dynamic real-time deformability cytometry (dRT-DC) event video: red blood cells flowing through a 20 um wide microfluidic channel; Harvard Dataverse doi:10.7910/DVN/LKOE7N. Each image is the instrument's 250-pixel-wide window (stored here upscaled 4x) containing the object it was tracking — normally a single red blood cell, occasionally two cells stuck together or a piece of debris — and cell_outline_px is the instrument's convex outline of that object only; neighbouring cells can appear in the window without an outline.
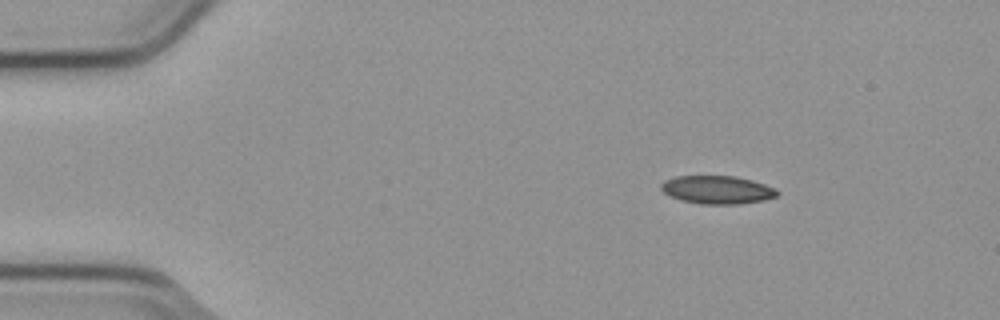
{"species": "common noctule bat (a hibernating species)", "species_latin": "Nyctalus noctula", "temperature_condition": "cold", "stored_images_in_passage": 5, "segment_of_instrument_passage": [1, 2], "camera_frame_rate_fps": 3000, "um_per_image_px": 0.085, "animal": {"sex": "male", "body_mass_g": 23.1, "forearm_length_mm": 52.7}, "frame": {"image": 1, "passage_image": 2, "time_ms": 0.333, "image_size_px": [1000, 320], "cell_outline_px": [[780, 192], [776, 196], [764, 200], [740, 204], [700, 204], [680, 200], [664, 192], [660, 188], [660, 184], [664, 180], [676, 176], [736, 176], [752, 180], [776, 188]], "centroid_in_image_um": [60.97, 16.13], "position_along_channel_um": 24.0, "area_um2": 19.13}}